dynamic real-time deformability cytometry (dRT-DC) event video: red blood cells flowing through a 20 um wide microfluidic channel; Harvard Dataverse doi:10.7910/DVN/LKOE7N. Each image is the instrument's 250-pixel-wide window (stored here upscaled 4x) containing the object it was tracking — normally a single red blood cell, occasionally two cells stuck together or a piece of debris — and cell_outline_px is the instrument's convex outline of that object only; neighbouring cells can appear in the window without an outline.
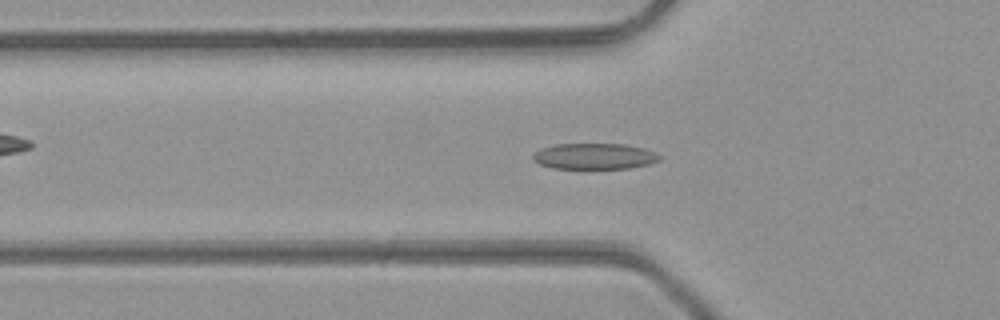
{"species": "common noctule bat (a hibernating species)", "species_latin": "Nyctalus noctula", "temperature_condition": "room temperature", "stored_images_in_passage": 48, "camera_frame_rate_fps": 3000, "um_per_image_px": 0.085, "animal": {"sex": "male", "body_mass_g": 23.1, "forearm_length_mm": 52.7}, "frame": {"image": 1, "passage_image": 16, "time_ms": 5.0, "image_size_px": [1000, 320], "cell_outline_px": [[660, 160], [648, 164], [628, 168], [552, 168], [540, 164], [532, 160], [532, 156], [540, 148], [556, 144], [624, 144], [644, 148], [656, 152], [660, 156]], "centroid_in_image_um": [50.52, 13.27], "position_along_channel_um": 75.3, "area_um2": 19.07}}
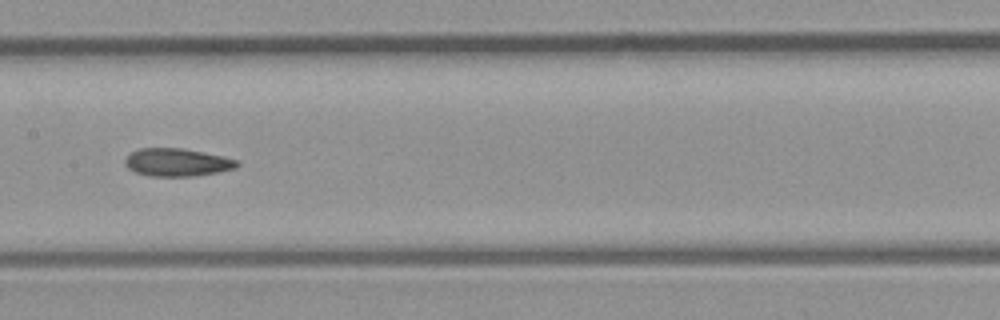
{"frame": {"image": 2, "passage_image": 24, "time_ms": 7.667, "image_size_px": [1000, 320], "cell_outline_px": [[240, 164], [236, 168], [196, 176], [148, 176], [136, 172], [128, 168], [124, 164], [124, 160], [132, 152], [140, 148], [180, 148], [220, 156], [236, 160]], "centroid_in_image_um": [15.01, 13.81], "position_along_channel_um": 192.4, "area_um2": 17.92}}
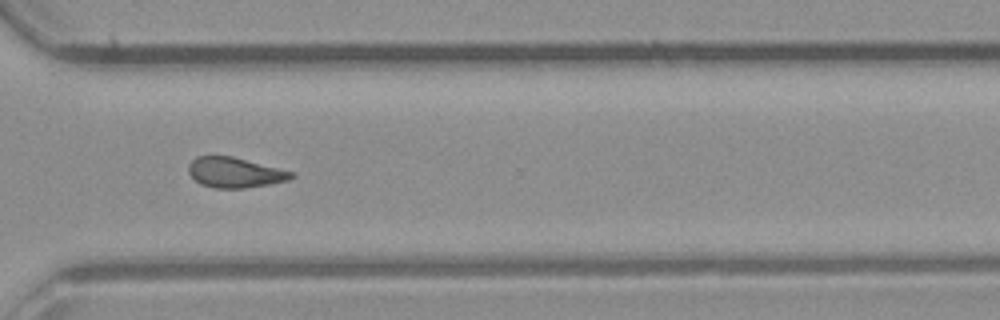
{"frame": {"image": 3, "passage_image": 35, "time_ms": 11.333, "image_size_px": [1000, 320], "cell_outline_px": [[296, 176], [288, 180], [268, 184], [244, 188], [216, 188], [200, 184], [188, 172], [188, 164], [196, 156], [232, 156], [292, 172]], "centroid_in_image_um": [19.92, 14.66], "position_along_channel_um": 350.7, "area_um2": 17.86}, "authors_computed_cell_mechanics": {"area_um2": 18.4671, "velocity_mm_per_s": 4.3338, "shape_relaxation_time_tau1_ms": null, "shape_relaxation_time_tau2_ms": 3.1791, "deformation_change_tau1": null, "deformation_change_tau2": 0.1117}}